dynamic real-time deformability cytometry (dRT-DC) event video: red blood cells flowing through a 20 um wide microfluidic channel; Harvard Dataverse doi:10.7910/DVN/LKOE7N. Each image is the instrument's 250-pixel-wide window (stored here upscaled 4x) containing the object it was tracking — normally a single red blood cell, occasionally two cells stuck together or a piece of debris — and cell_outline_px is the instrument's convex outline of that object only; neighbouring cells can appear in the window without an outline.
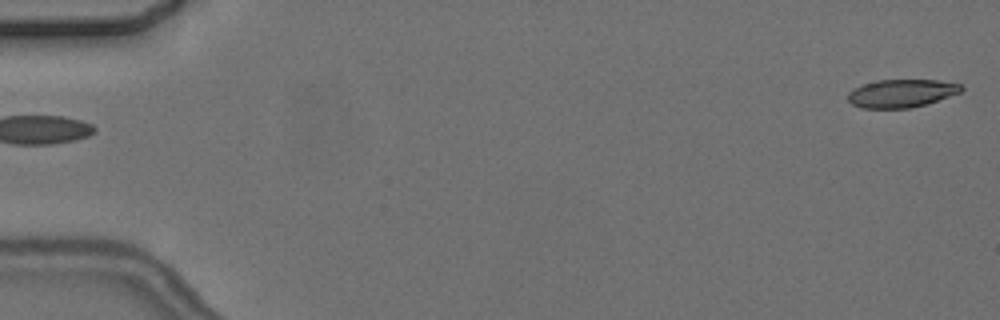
{"species": "common noctule bat (a hibernating species)", "species_latin": "Nyctalus noctula", "temperature_condition": "cold", "stored_images_in_passage": 6, "segment_of_instrument_passage": [2, 2], "camera_frame_rate_fps": 3000, "um_per_image_px": 0.085, "animal": {"sex": "female", "body_mass_g": 24.6, "forearm_length_mm": 56.2}, "frame": {"image": 1, "passage_image": 6, "time_ms": 5.667, "image_size_px": [1000, 320], "cell_outline_px": [[964, 88], [960, 92], [912, 108], [860, 108], [852, 104], [848, 100], [848, 92], [852, 88], [876, 80], [936, 80], [960, 84]], "centroid_in_image_um": [76.56, 7.93], "position_along_channel_um": 8.4, "area_um2": 18.38}}